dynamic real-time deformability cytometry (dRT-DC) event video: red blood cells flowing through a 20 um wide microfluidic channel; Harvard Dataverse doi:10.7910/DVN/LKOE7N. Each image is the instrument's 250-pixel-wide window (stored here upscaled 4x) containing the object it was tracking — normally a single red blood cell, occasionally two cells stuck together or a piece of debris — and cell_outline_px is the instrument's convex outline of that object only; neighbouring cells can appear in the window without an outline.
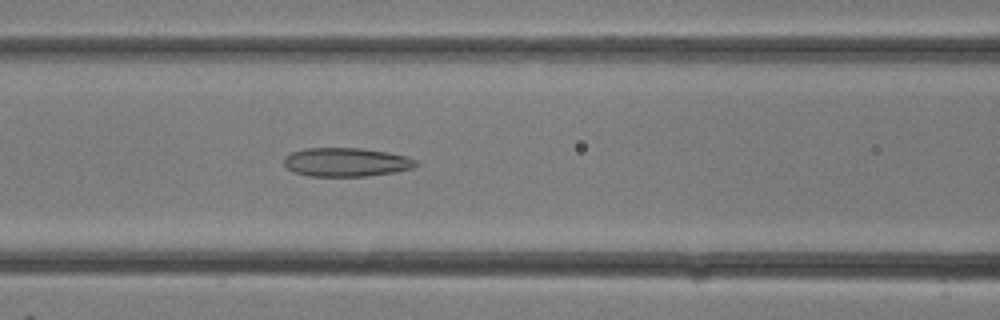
{"species": "common noctule bat (a hibernating species)", "species_latin": "Nyctalus noctula", "temperature_condition": "room temperature", "stored_images_in_passage": 12, "camera_frame_rate_fps": 3000, "um_per_image_px": 0.085, "animal": {"sex": "female"}, "frame": {"image": 1, "passage_image": 12, "time_ms": 3.667, "image_size_px": [1000, 320], "cell_outline_px": [[420, 164], [412, 168], [392, 172], [364, 176], [308, 176], [292, 172], [284, 164], [284, 156], [292, 152], [304, 148], [360, 148], [388, 152], [408, 156], [416, 160]], "centroid_in_image_um": [29.41, 13.78], "position_along_channel_um": 137.2, "area_um2": 22.2}}